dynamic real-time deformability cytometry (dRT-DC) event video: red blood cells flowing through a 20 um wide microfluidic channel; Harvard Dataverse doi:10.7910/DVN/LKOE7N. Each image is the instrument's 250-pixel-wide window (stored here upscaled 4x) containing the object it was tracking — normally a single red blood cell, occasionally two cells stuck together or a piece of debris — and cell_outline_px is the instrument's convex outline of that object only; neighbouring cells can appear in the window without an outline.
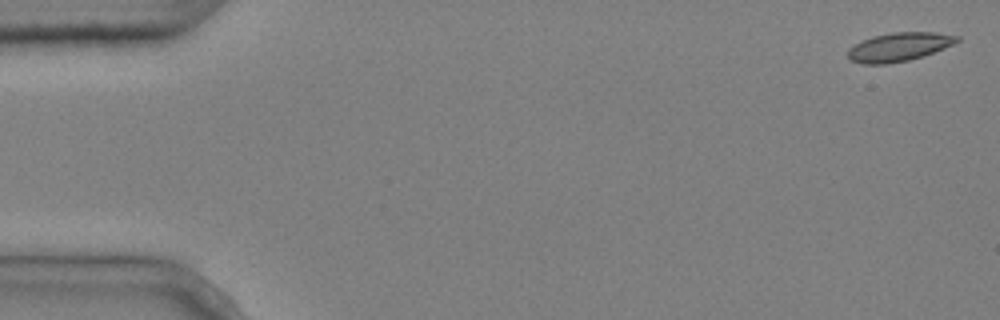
{"species": "common noctule bat (a hibernating species)", "species_latin": "Nyctalus noctula", "temperature_condition": "cold", "stored_images_in_passage": 3, "camera_frame_rate_fps": 3000, "um_per_image_px": 0.085, "animal": {"sex": "male", "body_mass_g": 20.4}, "frame": {"image": 1, "passage_image": 1, "time_ms": 0.0, "image_size_px": [1000, 320], "cell_outline_px": [[960, 40], [944, 48], [908, 60], [884, 64], [864, 64], [848, 60], [848, 48], [872, 36], [892, 32], [936, 32], [960, 36]], "centroid_in_image_um": [76.39, 3.98], "position_along_channel_um": 8.6, "area_um2": 18.03}}